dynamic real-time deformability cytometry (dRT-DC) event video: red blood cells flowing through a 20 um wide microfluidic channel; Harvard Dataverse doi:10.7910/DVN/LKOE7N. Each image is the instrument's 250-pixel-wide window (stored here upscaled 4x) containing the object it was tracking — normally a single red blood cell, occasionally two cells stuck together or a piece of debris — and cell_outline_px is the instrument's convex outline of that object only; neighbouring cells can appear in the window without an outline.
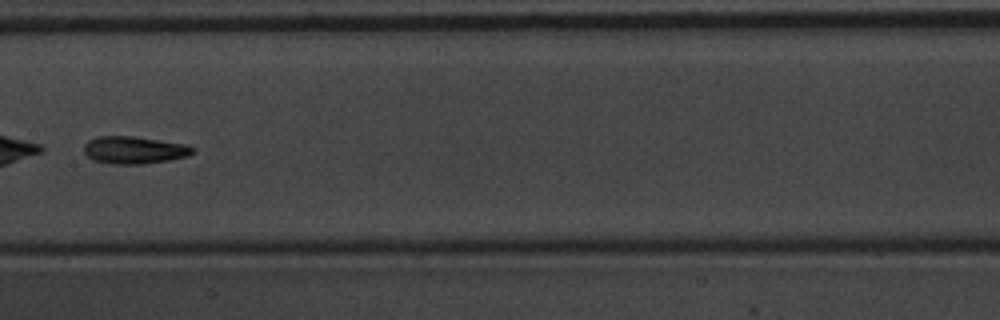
{"species": "common noctule bat (a hibernating species)", "species_latin": "Nyctalus noctula", "temperature_condition": "warm", "stored_images_in_passage": 7, "camera_frame_rate_fps": 3000, "um_per_image_px": 0.085, "animal": {"sex": "male", "body_mass_g": 20.1, "forearm_length_mm": 53.5}, "frame": {"image": 1, "passage_image": 7, "time_ms": 2.0, "image_size_px": [1000, 320], "cell_outline_px": [[196, 152], [188, 156], [168, 160], [144, 164], [112, 164], [92, 160], [84, 152], [84, 144], [88, 140], [96, 136], [132, 136], [188, 144], [196, 148]], "centroid_in_image_um": [11.43, 12.75], "position_along_channel_um": 196.0, "area_um2": 17.63}}